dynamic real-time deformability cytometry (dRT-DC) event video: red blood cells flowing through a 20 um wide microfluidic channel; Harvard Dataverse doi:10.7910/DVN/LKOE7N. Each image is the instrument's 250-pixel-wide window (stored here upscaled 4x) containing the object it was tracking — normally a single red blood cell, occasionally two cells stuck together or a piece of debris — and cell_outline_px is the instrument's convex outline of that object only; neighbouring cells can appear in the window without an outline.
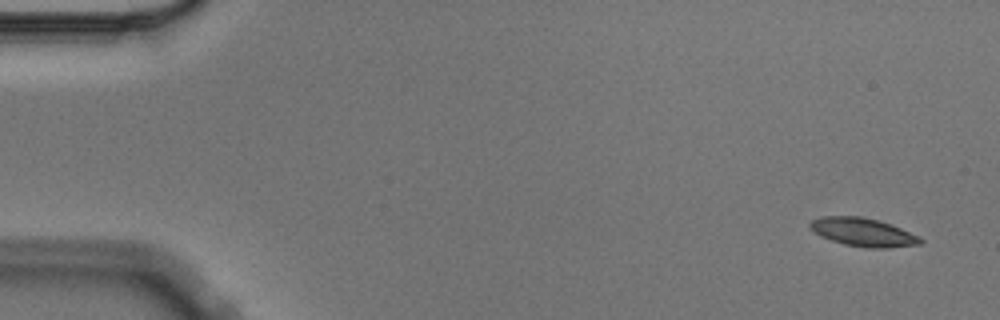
{"species": "Egyptian fruit bat (a non-hibernating species)", "species_latin": "Rousettus aegyptiacus", "temperature_condition": "cold", "stored_images_in_passage": 5, "camera_frame_rate_fps": 3000, "um_per_image_px": 0.085, "animal": {"sex": "male"}, "frame": {"image": 1, "passage_image": 1, "time_ms": 0.0, "image_size_px": [1000, 320], "cell_outline_px": [[924, 240], [920, 244], [884, 248], [868, 248], [844, 244], [820, 236], [808, 228], [808, 224], [812, 220], [820, 216], [860, 216], [876, 220], [900, 228], [920, 236]], "centroid_in_image_um": [73.32, 19.73], "position_along_channel_um": 11.7, "area_um2": 18.15}}
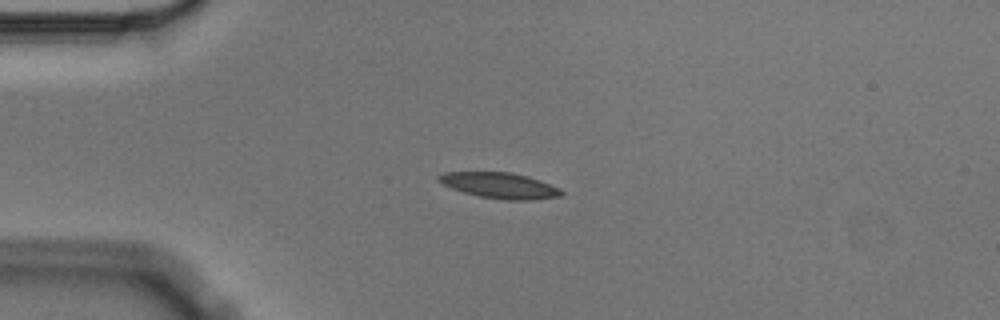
{"frame": {"image": 2, "passage_image": 4, "time_ms": 1.0, "image_size_px": [1000, 320], "cell_outline_px": [[564, 192], [560, 196], [532, 200], [504, 200], [480, 196], [464, 192], [452, 188], [436, 180], [436, 176], [444, 172], [512, 172], [528, 176], [540, 180], [560, 188]], "centroid_in_image_um": [42.49, 15.76], "position_along_channel_um": 42.5, "area_um2": 18.44}}